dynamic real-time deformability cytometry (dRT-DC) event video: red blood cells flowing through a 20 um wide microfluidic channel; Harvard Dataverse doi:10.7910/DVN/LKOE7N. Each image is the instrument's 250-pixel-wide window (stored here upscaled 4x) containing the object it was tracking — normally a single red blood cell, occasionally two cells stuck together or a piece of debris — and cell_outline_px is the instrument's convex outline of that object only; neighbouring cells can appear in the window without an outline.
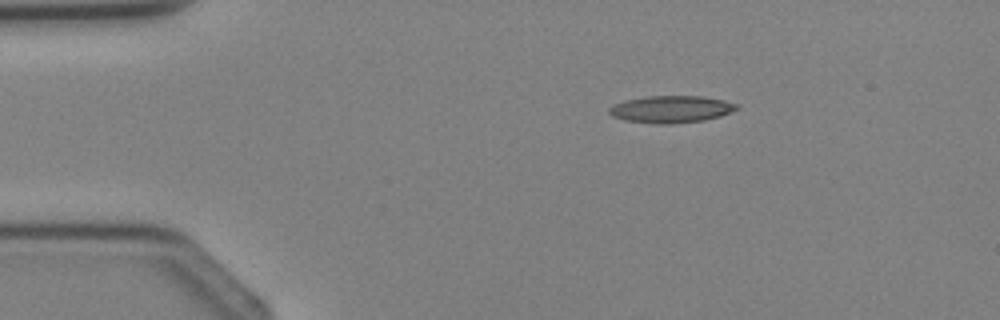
{"species": "Egyptian fruit bat (a non-hibernating species)", "species_latin": "Rousettus aegyptiacus", "temperature_condition": "cold", "stored_images_in_passage": 2, "camera_frame_rate_fps": 3000, "um_per_image_px": 0.085, "animal": {"sex": "female"}, "frame": {"image": 1, "passage_image": 1, "time_ms": 0.0, "image_size_px": [1000, 320], "cell_outline_px": [[740, 108], [720, 116], [704, 120], [672, 124], [656, 124], [624, 120], [612, 116], [608, 112], [608, 108], [624, 100], [648, 96], [704, 96], [724, 100], [736, 104]], "centroid_in_image_um": [57.04, 9.28], "position_along_channel_um": 28.0, "area_um2": 20.17}}